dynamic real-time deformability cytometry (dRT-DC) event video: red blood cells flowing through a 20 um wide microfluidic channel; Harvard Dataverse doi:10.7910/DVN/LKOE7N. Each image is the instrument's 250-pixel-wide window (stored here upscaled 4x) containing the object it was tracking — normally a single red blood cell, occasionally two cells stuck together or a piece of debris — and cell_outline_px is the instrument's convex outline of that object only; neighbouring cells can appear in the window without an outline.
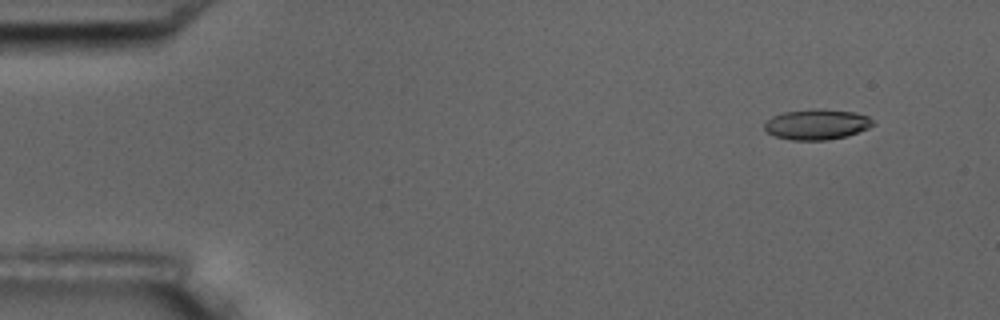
{"species": "common noctule bat (a hibernating species)", "species_latin": "Nyctalus noctula", "temperature_condition": "room temperature", "stored_images_in_passage": 17, "camera_frame_rate_fps": 3000, "um_per_image_px": 0.085, "animal": {"sex": "male", "body_mass_g": 17.5, "forearm_length_mm": 52.3}, "frame": {"image": 1, "passage_image": 2, "time_ms": 1.333, "image_size_px": [1000, 320], "cell_outline_px": [[876, 124], [868, 128], [848, 136], [828, 140], [792, 140], [776, 136], [768, 132], [764, 128], [764, 124], [772, 116], [784, 112], [812, 108], [820, 108], [856, 112], [868, 116]], "centroid_in_image_um": [69.46, 10.56], "position_along_channel_um": 15.5, "area_um2": 19.42}}
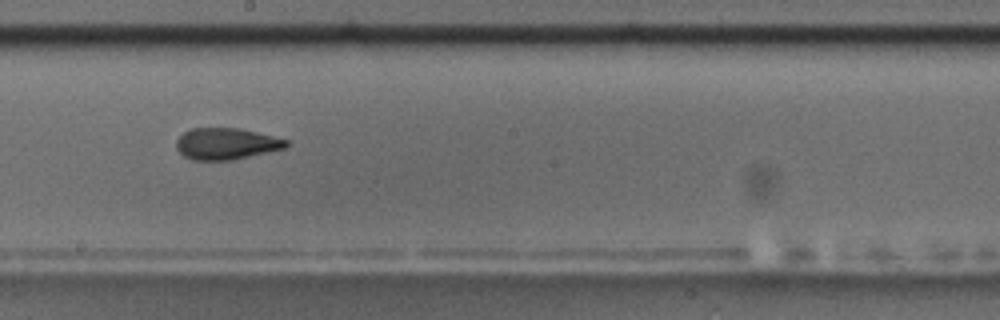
{"frame": {"image": 2, "passage_image": 10, "time_ms": 10.333, "image_size_px": [1000, 320], "cell_outline_px": [[288, 144], [284, 148], [232, 160], [192, 160], [184, 156], [176, 148], [176, 140], [184, 132], [192, 128], [240, 128], [288, 140]], "centroid_in_image_um": [19.19, 12.22], "position_along_channel_um": 229.0, "area_um2": 20.0}}
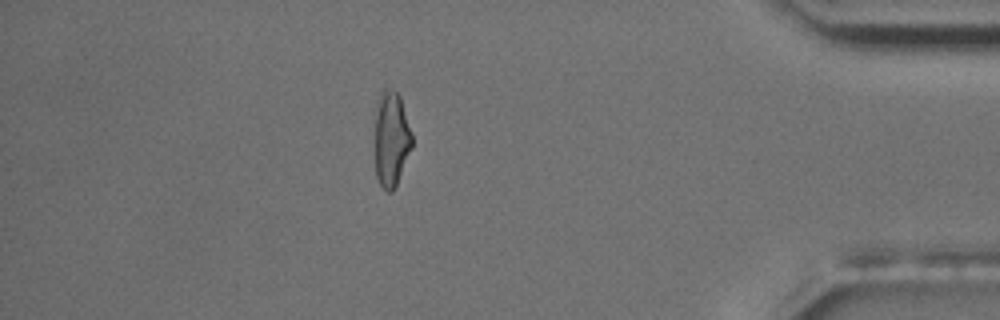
{"frame": {"image": 3, "passage_image": 15, "time_ms": 16.333, "image_size_px": [1000, 320], "cell_outline_px": [[412, 148], [396, 184], [392, 192], [388, 192], [380, 184], [376, 176], [376, 104], [380, 92], [384, 88], [396, 92], [400, 96], [412, 132]], "centroid_in_image_um": [33.27, 11.79], "position_along_channel_um": 401.9, "area_um2": 20.4}, "authors_computed_cell_mechanics": {"area_um2": 20.1722, "velocity_mm_per_s": 3.564, "shape_relaxation_time_tau1_ms": 8.1982, "shape_relaxation_time_tau2_ms": 3.0368, "deformation_change_tau1": 0.2018, "deformation_change_tau2": 0.1128}}